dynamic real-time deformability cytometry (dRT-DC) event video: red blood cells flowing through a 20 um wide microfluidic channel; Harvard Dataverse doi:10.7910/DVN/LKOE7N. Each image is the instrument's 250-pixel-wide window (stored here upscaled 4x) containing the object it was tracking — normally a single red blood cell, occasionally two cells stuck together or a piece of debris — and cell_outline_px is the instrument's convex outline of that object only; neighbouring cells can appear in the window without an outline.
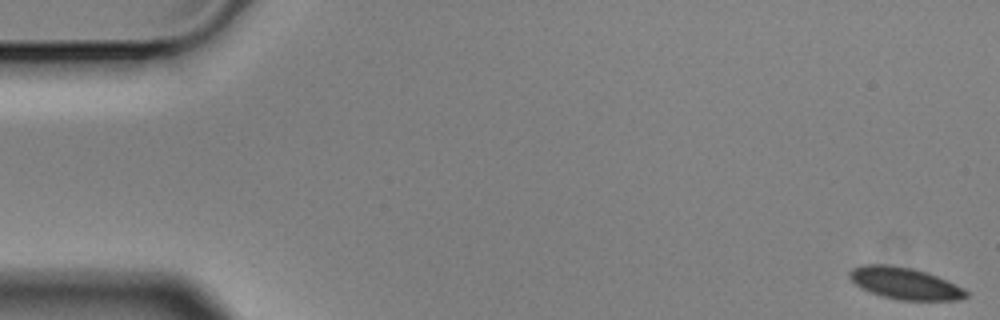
{"species": "Egyptian fruit bat (a non-hibernating species)", "species_latin": "Rousettus aegyptiacus", "temperature_condition": "cold", "stored_images_in_passage": 5, "camera_frame_rate_fps": 3000, "um_per_image_px": 0.085, "animal": {"sex": "male"}, "frame": {"image": 1, "passage_image": 1, "time_ms": 0.0, "image_size_px": [1000, 320], "cell_outline_px": [[968, 296], [960, 300], [896, 300], [860, 288], [848, 276], [848, 272], [852, 268], [864, 264], [884, 264], [912, 268], [936, 276], [964, 288], [968, 292]], "centroid_in_image_um": [76.9, 24.09], "position_along_channel_um": 8.1, "area_um2": 21.44}}
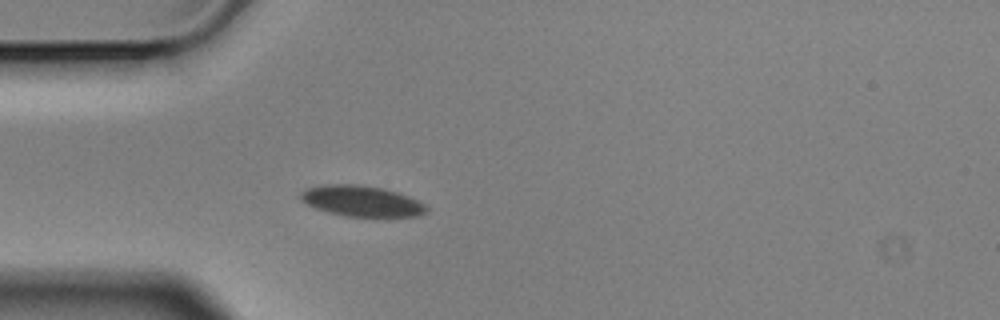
{"frame": {"image": 2, "passage_image": 5, "time_ms": 1.333, "image_size_px": [1000, 320], "cell_outline_px": [[428, 212], [416, 216], [384, 220], [344, 216], [328, 212], [316, 208], [300, 200], [300, 192], [308, 188], [324, 184], [356, 184], [380, 188], [396, 192], [416, 200], [424, 204], [428, 208]], "centroid_in_image_um": [30.78, 17.15], "position_along_channel_um": 54.2, "area_um2": 23.29}}